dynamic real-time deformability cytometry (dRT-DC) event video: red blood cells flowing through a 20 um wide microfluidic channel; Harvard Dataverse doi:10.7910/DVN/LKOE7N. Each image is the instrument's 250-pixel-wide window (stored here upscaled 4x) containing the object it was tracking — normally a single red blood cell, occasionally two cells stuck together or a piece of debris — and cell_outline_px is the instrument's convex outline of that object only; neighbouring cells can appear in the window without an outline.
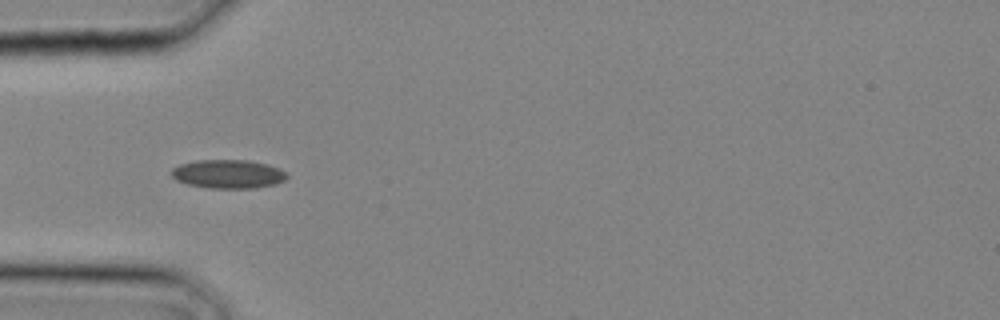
{"species": "common noctule bat (a hibernating species)", "species_latin": "Nyctalus noctula", "temperature_condition": "cold", "stored_images_in_passage": 4, "camera_frame_rate_fps": 3000, "um_per_image_px": 0.085, "animal": {"sex": "male", "body_mass_g": 20.4}, "frame": {"image": 1, "passage_image": 2, "time_ms": 0.333, "image_size_px": [1000, 320], "cell_outline_px": [[288, 176], [284, 180], [276, 184], [256, 188], [208, 188], [188, 184], [176, 180], [172, 176], [172, 168], [180, 164], [196, 160], [248, 160], [268, 164], [280, 168], [288, 172]], "centroid_in_image_um": [19.43, 14.79], "position_along_channel_um": 65.6, "area_um2": 19.48}}